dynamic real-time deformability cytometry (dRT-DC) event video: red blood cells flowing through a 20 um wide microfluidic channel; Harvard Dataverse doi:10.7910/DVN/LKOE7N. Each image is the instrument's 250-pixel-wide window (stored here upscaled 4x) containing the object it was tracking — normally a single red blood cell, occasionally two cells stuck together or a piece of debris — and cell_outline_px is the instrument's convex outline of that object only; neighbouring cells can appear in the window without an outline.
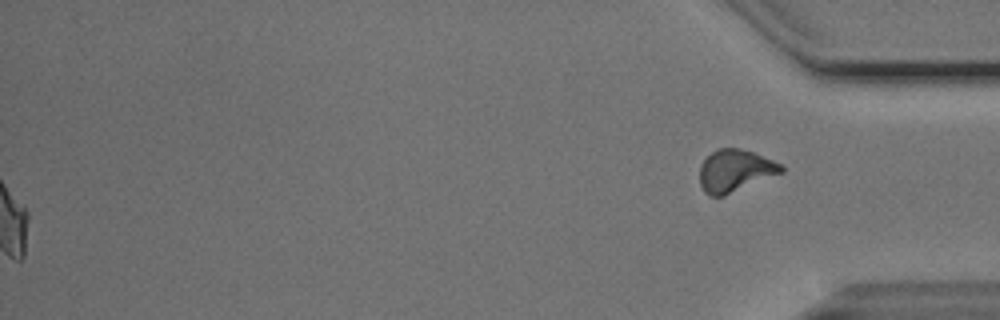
{"species": "Egyptian fruit bat (a non-hibernating species)", "species_latin": "Rousettus aegyptiacus", "temperature_condition": "cold", "stored_images_in_passage": 55, "segment_of_instrument_passage": [2, 2], "camera_frame_rate_fps": 3000, "um_per_image_px": 0.085, "animal": {"sex": "male"}, "frame": {"image": 1, "passage_image": 55, "time_ms": 18.0, "image_size_px": [1000, 320], "cell_outline_px": [[784, 172], [724, 196], [712, 196], [704, 192], [700, 184], [700, 164], [712, 152], [720, 148], [736, 148], [752, 152], [772, 160], [780, 164], [784, 168]], "centroid_in_image_um": [62.47, 14.52], "position_along_channel_um": 372.7, "area_um2": 19.88}}